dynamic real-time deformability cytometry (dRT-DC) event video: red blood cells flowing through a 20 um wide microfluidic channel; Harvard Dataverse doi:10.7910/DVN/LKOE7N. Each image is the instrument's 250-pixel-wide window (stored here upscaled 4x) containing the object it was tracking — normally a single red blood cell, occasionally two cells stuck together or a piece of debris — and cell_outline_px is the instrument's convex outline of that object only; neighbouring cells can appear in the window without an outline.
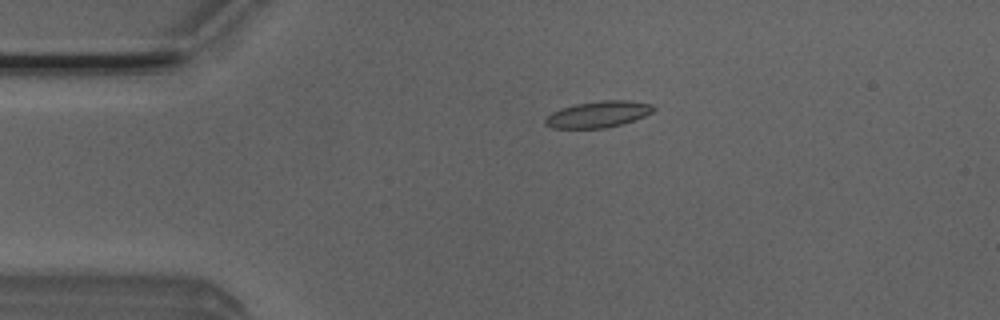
{"species": "Egyptian fruit bat (a non-hibernating species)", "species_latin": "Rousettus aegyptiacus", "temperature_condition": "room temperature", "stored_images_in_passage": 6, "camera_frame_rate_fps": 3000, "um_per_image_px": 0.085, "animal": {"sex": "male"}, "frame": {"image": 1, "passage_image": 4, "time_ms": 1.0, "image_size_px": [1000, 320], "cell_outline_px": [[656, 108], [652, 112], [644, 116], [620, 124], [604, 128], [552, 128], [544, 124], [544, 120], [552, 112], [560, 108], [576, 104], [600, 100], [628, 100], [652, 104]], "centroid_in_image_um": [50.83, 9.7], "position_along_channel_um": 34.2, "area_um2": 16.53}}